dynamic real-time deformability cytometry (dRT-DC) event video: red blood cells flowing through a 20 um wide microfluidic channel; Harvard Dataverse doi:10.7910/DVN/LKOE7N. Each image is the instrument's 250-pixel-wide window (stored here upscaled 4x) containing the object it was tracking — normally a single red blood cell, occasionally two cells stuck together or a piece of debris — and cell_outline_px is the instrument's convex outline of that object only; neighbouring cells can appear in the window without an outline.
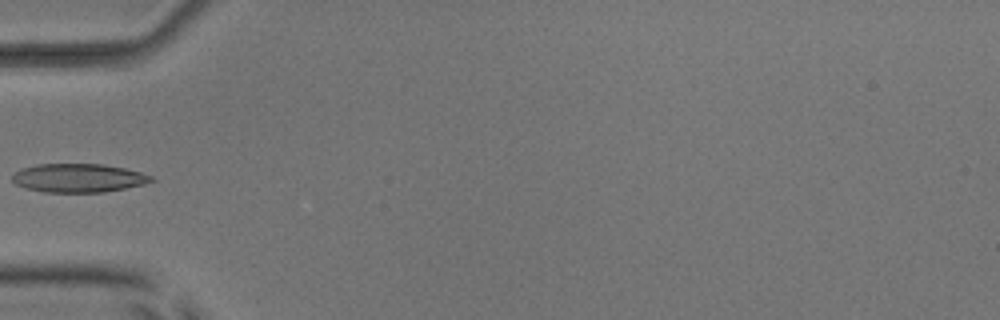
{"species": "common noctule bat (a hibernating species)", "species_latin": "Nyctalus noctula", "temperature_condition": "room temperature", "stored_images_in_passage": 2, "camera_frame_rate_fps": 3000, "um_per_image_px": 0.085, "animal": {"sex": "male", "body_mass_g": 17.9, "forearm_length_mm": 54.2}, "frame": {"image": 1, "passage_image": 2, "time_ms": 1.0, "image_size_px": [1000, 320], "cell_outline_px": [[156, 180], [144, 184], [104, 192], [44, 192], [28, 188], [16, 184], [12, 180], [12, 176], [16, 172], [24, 168], [36, 164], [104, 164], [124, 168], [140, 172], [152, 176]], "centroid_in_image_um": [6.69, 15.12], "position_along_channel_um": 78.3, "area_um2": 23.0}}